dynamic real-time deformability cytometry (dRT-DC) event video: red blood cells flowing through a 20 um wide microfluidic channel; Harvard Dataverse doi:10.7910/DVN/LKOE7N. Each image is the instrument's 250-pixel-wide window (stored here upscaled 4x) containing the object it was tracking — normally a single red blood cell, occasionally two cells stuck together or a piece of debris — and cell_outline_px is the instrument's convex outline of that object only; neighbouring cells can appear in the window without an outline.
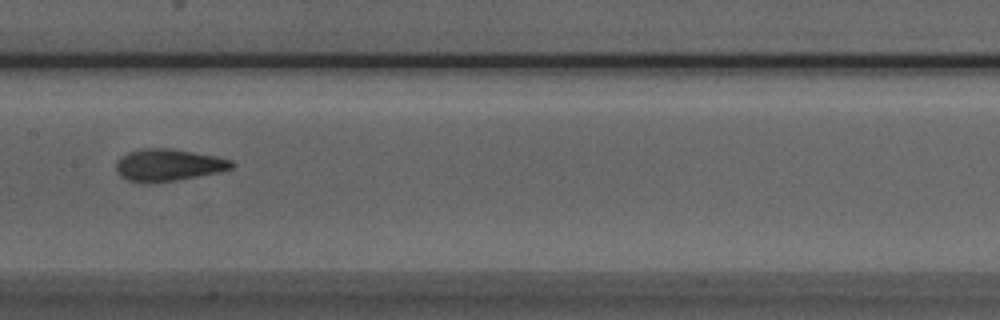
{"species": "Egyptian fruit bat (a non-hibernating species)", "species_latin": "Rousettus aegyptiacus", "temperature_condition": "room temperature", "stored_images_in_passage": 5, "camera_frame_rate_fps": 3000, "um_per_image_px": 0.085, "animal": {"sex": "male"}, "frame": {"image": 1, "passage_image": 5, "time_ms": 1.333, "image_size_px": [1000, 320], "cell_outline_px": [[236, 164], [232, 168], [216, 172], [176, 180], [144, 184], [140, 184], [128, 180], [120, 176], [116, 168], [116, 160], [120, 156], [128, 152], [144, 148], [172, 148], [216, 156], [232, 160]], "centroid_in_image_um": [14.26, 14.02], "position_along_channel_um": 193.1, "area_um2": 21.73}}